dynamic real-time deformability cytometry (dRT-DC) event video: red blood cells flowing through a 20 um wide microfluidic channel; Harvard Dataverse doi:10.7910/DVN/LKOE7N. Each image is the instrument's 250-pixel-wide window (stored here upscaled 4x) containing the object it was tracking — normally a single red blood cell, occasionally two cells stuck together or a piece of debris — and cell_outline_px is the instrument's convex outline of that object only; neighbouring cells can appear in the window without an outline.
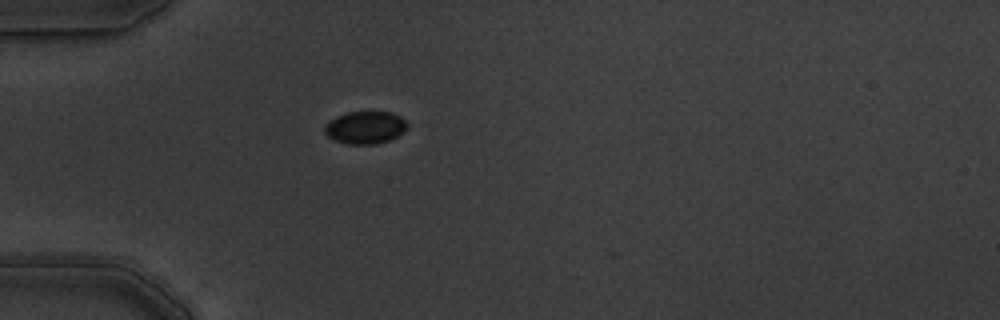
{"species": "common noctule bat (a hibernating species)", "species_latin": "Nyctalus noctula", "temperature_condition": "warm", "stored_images_in_passage": 2, "camera_frame_rate_fps": 3000, "um_per_image_px": 0.085, "animal": {"sex": "male", "body_mass_g": 19.5, "forearm_length_mm": 54.6}, "frame": {"image": 1, "passage_image": 1, "time_ms": 0.0, "image_size_px": [1000, 320], "cell_outline_px": [[408, 128], [404, 132], [388, 140], [376, 144], [348, 144], [336, 140], [328, 136], [324, 132], [324, 124], [336, 116], [348, 112], [392, 112], [400, 116], [408, 124]], "centroid_in_image_um": [31.05, 10.83], "position_along_channel_um": 54.0, "area_um2": 15.66}}